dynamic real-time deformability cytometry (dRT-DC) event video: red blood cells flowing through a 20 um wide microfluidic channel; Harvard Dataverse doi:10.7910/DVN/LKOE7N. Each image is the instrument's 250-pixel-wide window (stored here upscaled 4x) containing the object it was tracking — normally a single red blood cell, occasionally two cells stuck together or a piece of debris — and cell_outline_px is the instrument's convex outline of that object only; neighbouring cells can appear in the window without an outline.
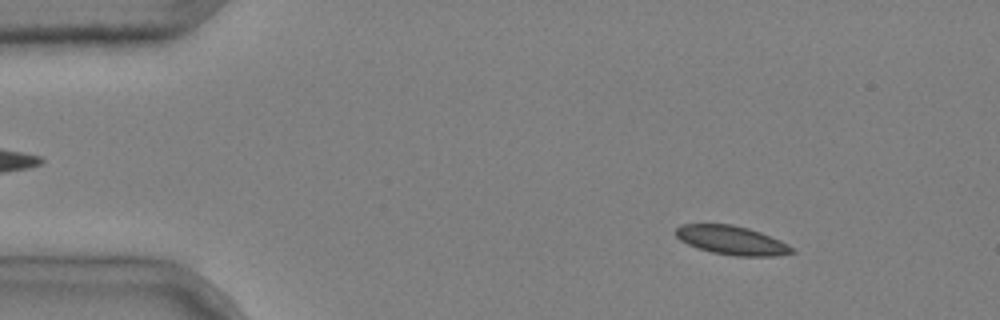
{"species": "common noctule bat (a hibernating species)", "species_latin": "Nyctalus noctula", "temperature_condition": "cold", "stored_images_in_passage": 53, "camera_frame_rate_fps": 3000, "um_per_image_px": 0.085, "animal": {"sex": "male", "body_mass_g": 20.4}, "frame": {"image": 1, "passage_image": 7, "time_ms": 2.0, "image_size_px": [1000, 320], "cell_outline_px": [[796, 252], [776, 256], [736, 256], [712, 252], [696, 248], [680, 240], [676, 236], [676, 228], [680, 224], [732, 224], [748, 228], [760, 232], [780, 240], [796, 248]], "centroid_in_image_um": [62.22, 20.43], "position_along_channel_um": 22.8, "area_um2": 19.65}}
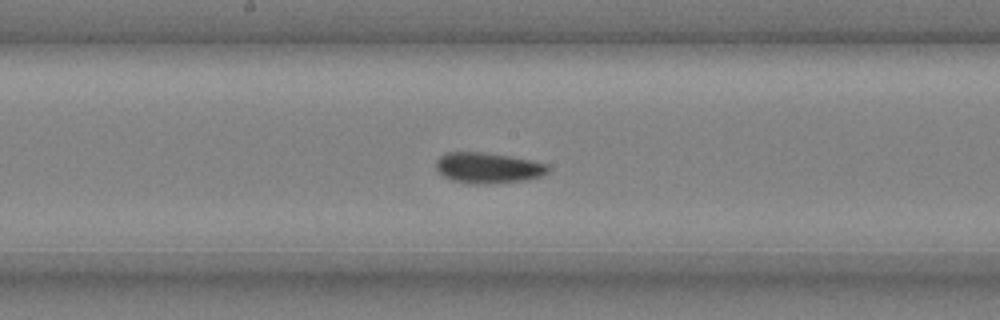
{"frame": {"image": 2, "passage_image": 28, "time_ms": 9.0, "image_size_px": [1000, 320], "cell_outline_px": [[548, 172], [540, 176], [528, 180], [480, 184], [472, 184], [452, 180], [444, 176], [436, 168], [436, 160], [444, 152], [484, 152], [512, 156], [532, 160], [548, 164]], "centroid_in_image_um": [41.48, 14.26], "position_along_channel_um": 206.7, "area_um2": 20.11}}
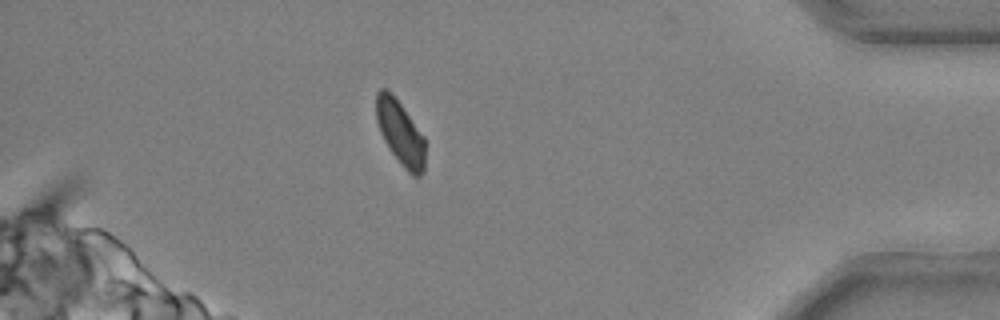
{"frame": {"image": 3, "passage_image": 47, "time_ms": 15.333, "image_size_px": [1000, 320], "cell_outline_px": [[424, 172], [420, 176], [412, 176], [404, 168], [388, 148], [380, 132], [376, 120], [376, 92], [380, 88], [388, 88], [392, 92], [424, 136]], "centroid_in_image_um": [34.0, 11.26], "position_along_channel_um": 401.2, "area_um2": 18.5}, "authors_computed_cell_mechanics": {"area_um2": 19.7098, "velocity_mm_per_s": 3.6621, "shape_relaxation_time_tau1_ms": null, "shape_relaxation_time_tau2_ms": 4.0835, "deformation_change_tau1": null, "deformation_change_tau2": 0.0816}}